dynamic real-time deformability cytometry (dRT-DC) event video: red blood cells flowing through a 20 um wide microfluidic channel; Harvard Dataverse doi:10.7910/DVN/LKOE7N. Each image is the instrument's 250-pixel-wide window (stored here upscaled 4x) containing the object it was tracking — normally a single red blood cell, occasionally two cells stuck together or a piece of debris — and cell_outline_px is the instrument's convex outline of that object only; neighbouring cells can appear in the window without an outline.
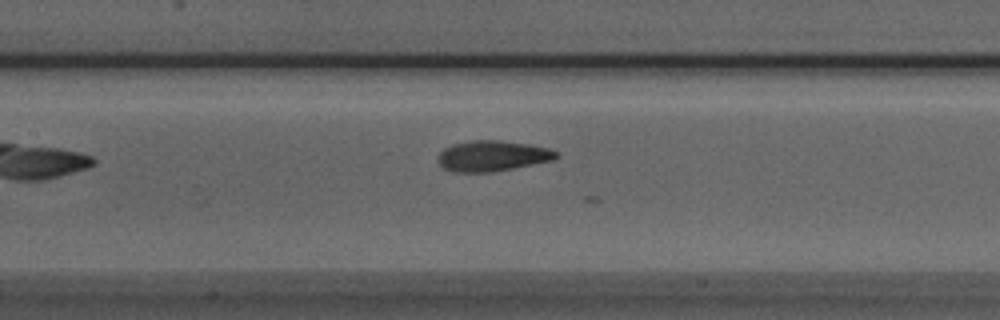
{"species": "Egyptian fruit bat (a non-hibernating species)", "species_latin": "Rousettus aegyptiacus", "temperature_condition": "room temperature", "stored_images_in_passage": 15, "camera_frame_rate_fps": 3000, "um_per_image_px": 0.085, "animal": {"sex": "male"}, "frame": {"image": 1, "passage_image": 10, "time_ms": 3.0, "image_size_px": [1000, 320], "cell_outline_px": [[560, 156], [556, 160], [492, 172], [452, 172], [444, 168], [436, 160], [436, 156], [444, 148], [452, 144], [472, 140], [496, 140], [528, 144], [548, 148], [560, 152]], "centroid_in_image_um": [41.86, 13.26], "position_along_channel_um": 165.5, "area_um2": 21.39}}
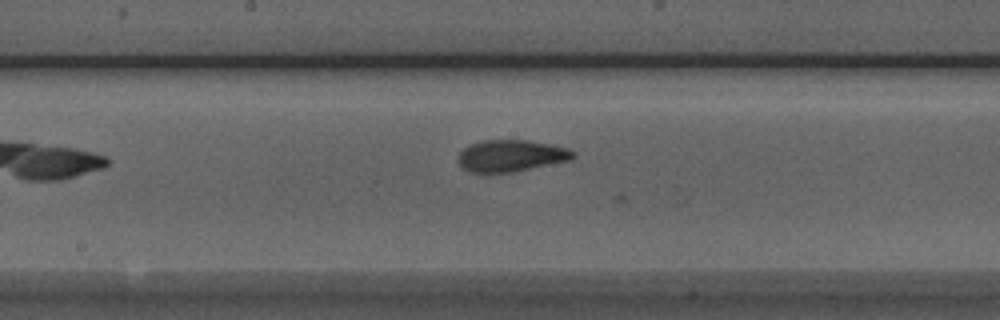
{"frame": {"image": 2, "passage_image": 13, "time_ms": 4.0, "image_size_px": [1000, 320], "cell_outline_px": [[576, 156], [572, 160], [512, 172], [468, 172], [460, 168], [460, 152], [464, 148], [472, 144], [484, 140], [528, 140], [552, 144], [568, 148], [576, 152]], "centroid_in_image_um": [43.5, 13.24], "position_along_channel_um": 204.7, "area_um2": 21.27}}